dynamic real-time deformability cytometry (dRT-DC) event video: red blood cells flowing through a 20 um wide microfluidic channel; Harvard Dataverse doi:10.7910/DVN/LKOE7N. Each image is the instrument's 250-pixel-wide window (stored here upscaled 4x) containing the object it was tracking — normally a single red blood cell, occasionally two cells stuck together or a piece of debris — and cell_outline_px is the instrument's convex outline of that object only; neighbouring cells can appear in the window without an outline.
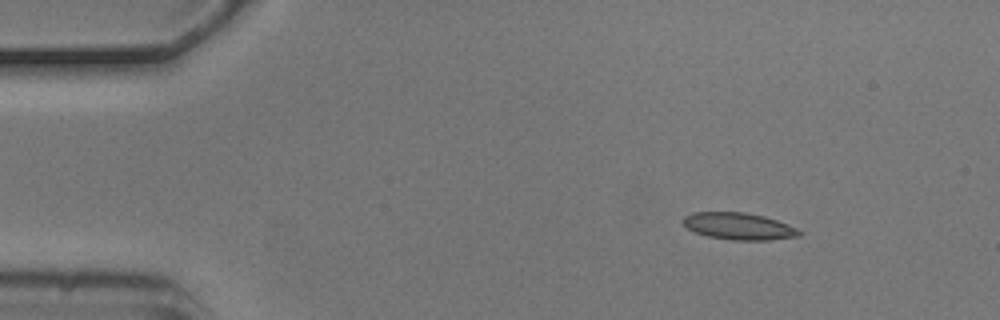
{"species": "common noctule bat (a hibernating species)", "species_latin": "Nyctalus noctula", "temperature_condition": "cold", "stored_images_in_passage": 4, "camera_frame_rate_fps": 3000, "um_per_image_px": 0.085, "animal": {"sex": "male", "body_mass_g": 20.5, "forearm_length_mm": 52.5}, "frame": {"image": 1, "passage_image": 1, "time_ms": 0.0, "image_size_px": [1000, 320], "cell_outline_px": [[804, 232], [800, 236], [768, 240], [732, 240], [708, 236], [696, 232], [688, 228], [680, 220], [684, 216], [692, 212], [744, 212], [764, 216], [788, 224]], "centroid_in_image_um": [62.8, 19.22], "position_along_channel_um": 22.2, "area_um2": 18.26}}
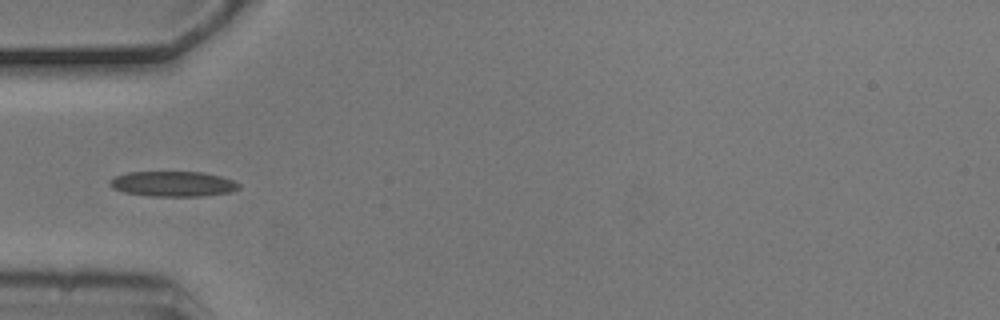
{"frame": {"image": 2, "passage_image": 4, "time_ms": 1.0, "image_size_px": [1000, 320], "cell_outline_px": [[240, 188], [232, 192], [204, 196], [152, 196], [124, 192], [112, 188], [108, 184], [108, 180], [112, 176], [128, 172], [200, 172], [220, 176], [232, 180], [240, 184]], "centroid_in_image_um": [14.67, 15.63], "position_along_channel_um": 70.3, "area_um2": 19.13}}